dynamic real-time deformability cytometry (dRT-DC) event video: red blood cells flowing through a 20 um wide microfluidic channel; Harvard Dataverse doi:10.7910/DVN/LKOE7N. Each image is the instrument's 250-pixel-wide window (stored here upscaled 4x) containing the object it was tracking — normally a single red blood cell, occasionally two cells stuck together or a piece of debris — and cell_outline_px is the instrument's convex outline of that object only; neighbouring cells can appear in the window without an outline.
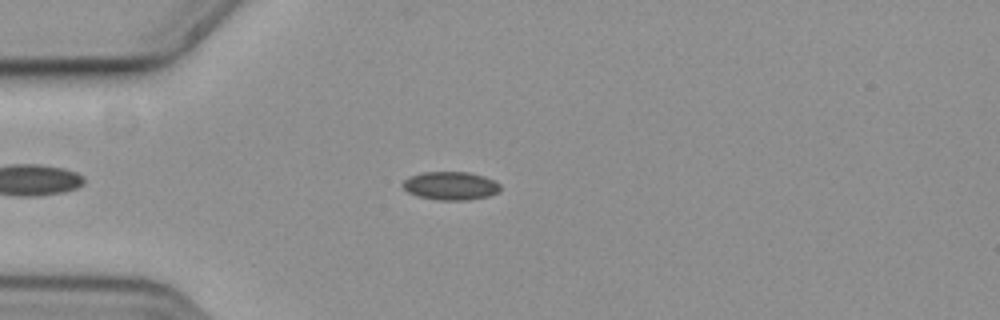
{"species": "common noctule bat (a hibernating species)", "species_latin": "Nyctalus noctula", "temperature_condition": "cold", "stored_images_in_passage": 52, "camera_frame_rate_fps": 3000, "um_per_image_px": 0.085, "animal": {"sex": "female", "body_mass_g": 19.3, "forearm_length_mm": 54.1}, "frame": {"image": 1, "passage_image": 11, "time_ms": 3.333, "image_size_px": [1000, 320], "cell_outline_px": [[500, 192], [488, 196], [468, 200], [436, 200], [416, 196], [408, 192], [400, 184], [408, 176], [424, 172], [468, 172], [484, 176], [500, 184]], "centroid_in_image_um": [38.27, 15.79], "position_along_channel_um": 46.7, "area_um2": 16.24}}
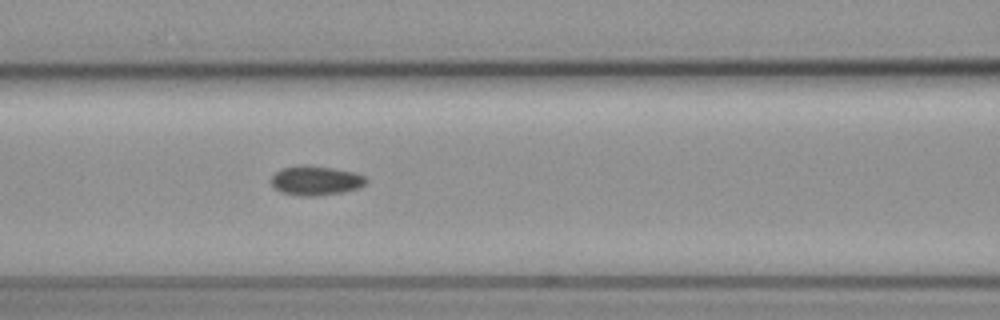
{"frame": {"image": 2, "passage_image": 20, "time_ms": 6.333, "image_size_px": [1000, 320], "cell_outline_px": [[368, 180], [360, 188], [344, 192], [316, 196], [300, 196], [280, 192], [272, 184], [272, 176], [280, 168], [332, 168], [352, 172], [364, 176]], "centroid_in_image_um": [26.87, 15.41], "position_along_channel_um": 139.7, "area_um2": 15.55}}
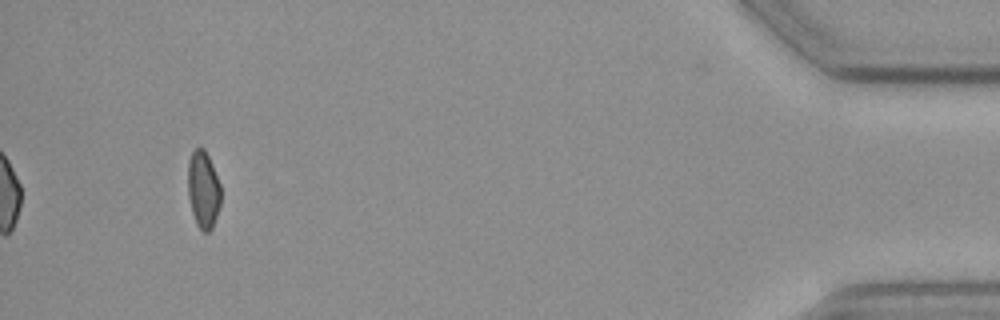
{"frame": {"image": 3, "passage_image": 49, "time_ms": 16.0, "image_size_px": [1000, 320], "cell_outline_px": [[220, 204], [212, 228], [208, 232], [204, 232], [196, 224], [192, 212], [188, 196], [188, 160], [192, 152], [196, 148], [204, 148], [208, 156], [220, 184]], "centroid_in_image_um": [17.26, 16.12], "position_along_channel_um": 417.9, "area_um2": 14.68}, "authors_computed_cell_mechanics": {"area_um2": 15.606, "velocity_mm_per_s": 3.6748, "shape_relaxation_time_tau1_ms": null, "shape_relaxation_time_tau2_ms": 4.5617, "deformation_change_tau1": null, "deformation_change_tau2": 0.0915}}